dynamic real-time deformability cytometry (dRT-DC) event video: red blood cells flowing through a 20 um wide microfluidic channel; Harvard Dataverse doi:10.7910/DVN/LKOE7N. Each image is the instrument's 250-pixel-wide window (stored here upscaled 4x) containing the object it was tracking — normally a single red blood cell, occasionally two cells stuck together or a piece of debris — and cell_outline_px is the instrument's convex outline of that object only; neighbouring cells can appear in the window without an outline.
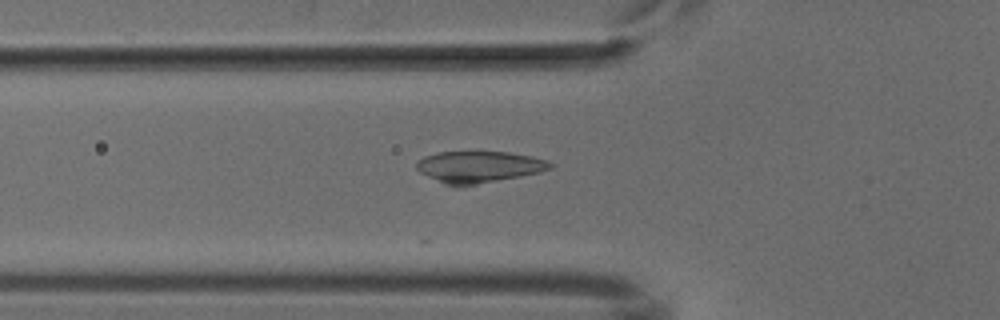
{"species": "common noctule bat (a hibernating species)", "species_latin": "Nyctalus noctula", "temperature_condition": "cold", "stored_images_in_passage": 27, "camera_frame_rate_fps": 3000, "um_per_image_px": 0.085, "animal": {"sex": "male", "body_mass_g": 18.8}, "frame": {"image": 1, "passage_image": 18, "time_ms": 5.667, "image_size_px": [1000, 320], "cell_outline_px": [[556, 164], [552, 168], [540, 172], [520, 176], [456, 188], [444, 184], [420, 172], [416, 168], [416, 164], [424, 156], [436, 152], [508, 152], [532, 156], [548, 160]], "centroid_in_image_um": [40.72, 14.19], "position_along_channel_um": 85.1, "area_um2": 24.74}}
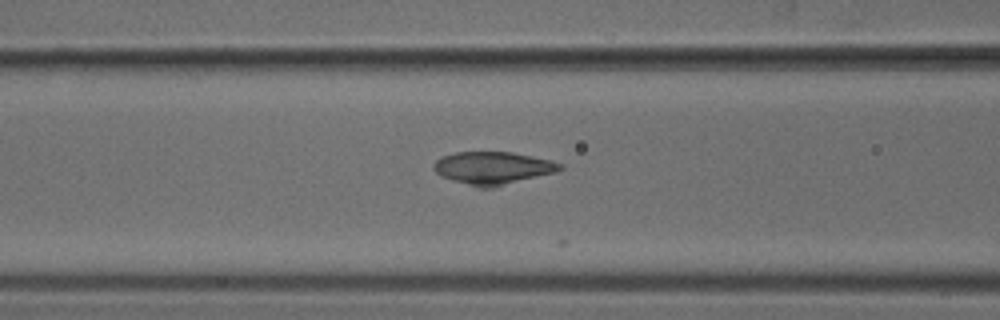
{"frame": {"image": 2, "passage_image": 21, "time_ms": 6.667, "image_size_px": [1000, 320], "cell_outline_px": [[564, 168], [556, 172], [492, 188], [480, 188], [452, 180], [440, 176], [432, 168], [432, 164], [440, 156], [456, 152], [512, 152], [532, 156], [564, 164]], "centroid_in_image_um": [41.87, 14.28], "position_along_channel_um": 124.7, "area_um2": 24.16}}
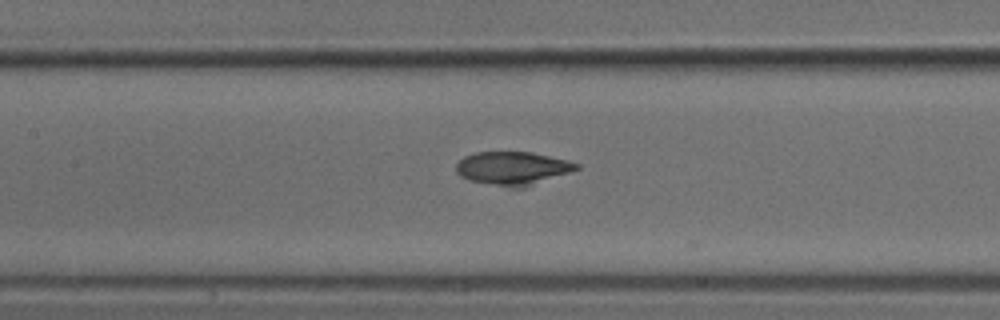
{"frame": {"image": 3, "passage_image": 24, "time_ms": 7.667, "image_size_px": [1000, 320], "cell_outline_px": [[580, 168], [524, 188], [512, 188], [468, 180], [460, 176], [456, 172], [456, 164], [464, 156], [476, 152], [532, 152], [568, 160], [580, 164]], "centroid_in_image_um": [43.57, 14.3], "position_along_channel_um": 163.8, "area_um2": 23.41}}